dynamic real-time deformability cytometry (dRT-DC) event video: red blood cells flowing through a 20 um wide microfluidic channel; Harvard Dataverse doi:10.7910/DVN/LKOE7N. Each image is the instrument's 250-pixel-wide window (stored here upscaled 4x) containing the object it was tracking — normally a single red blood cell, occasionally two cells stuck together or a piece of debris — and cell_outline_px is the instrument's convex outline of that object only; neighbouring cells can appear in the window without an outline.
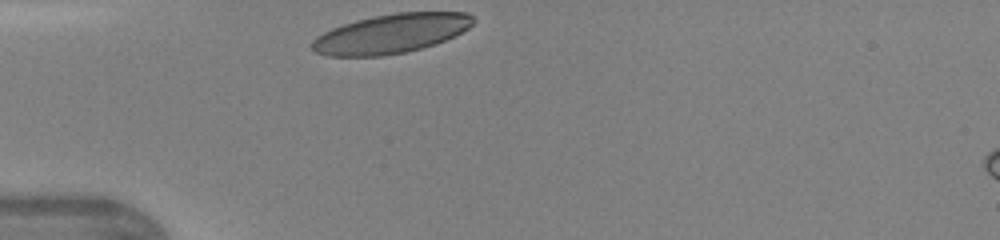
{"species": "human", "species_latin": "Homo sapiens", "temperature_condition": "warm", "stored_images_in_passage": 25, "camera_frame_rate_fps": 3000, "um_per_image_px": 0.085, "donor": {"sex": "female"}, "frame": {"image": 1, "passage_image": 1, "time_ms": 0.0, "image_size_px": [1000, 240], "cell_outline_px": [[476, 20], [468, 28], [436, 44], [404, 52], [380, 56], [328, 56], [316, 52], [312, 48], [312, 40], [316, 36], [332, 28], [356, 20], [396, 12], [468, 12]], "centroid_in_image_um": [33.24, 2.85], "position_along_channel_um": 51.8, "area_um2": 36.59}}